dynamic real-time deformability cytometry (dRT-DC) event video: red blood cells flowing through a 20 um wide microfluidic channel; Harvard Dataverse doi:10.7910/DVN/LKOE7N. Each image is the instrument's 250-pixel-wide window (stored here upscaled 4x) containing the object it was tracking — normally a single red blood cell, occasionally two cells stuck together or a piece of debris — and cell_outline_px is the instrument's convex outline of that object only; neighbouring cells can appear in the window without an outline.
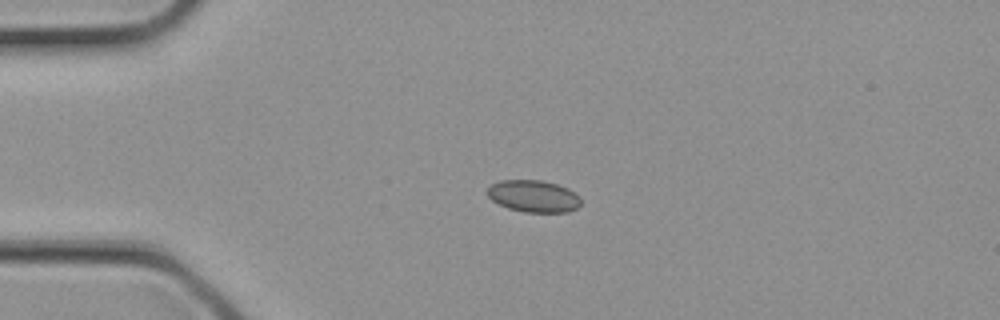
{"species": "common noctule bat (a hibernating species)", "species_latin": "Nyctalus noctula", "temperature_condition": "cold", "stored_images_in_passage": 3, "camera_frame_rate_fps": 3000, "um_per_image_px": 0.085, "animal": {"sex": "female", "body_mass_g": 21.9}, "frame": {"image": 1, "passage_image": 2, "time_ms": 0.333, "image_size_px": [1000, 320], "cell_outline_px": [[580, 204], [576, 208], [568, 212], [524, 212], [508, 208], [492, 200], [484, 192], [492, 184], [500, 180], [540, 180], [556, 184], [568, 188], [580, 196]], "centroid_in_image_um": [45.34, 16.67], "position_along_channel_um": 39.7, "area_um2": 17.46}}
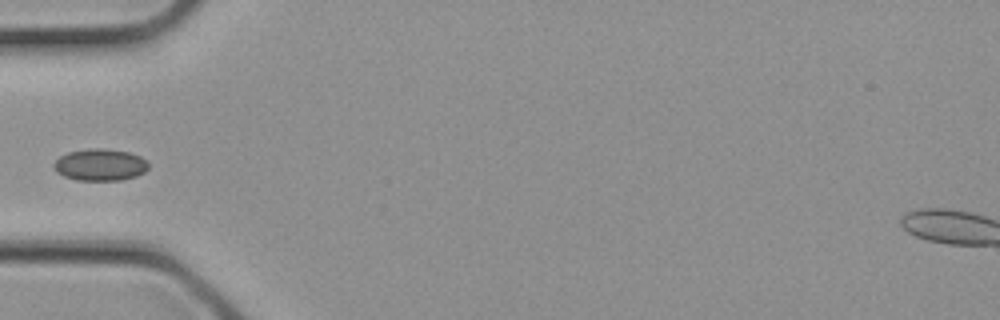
{"frame": {"image": 2, "passage_image": 3, "time_ms": 0.667, "image_size_px": [1000, 320], "cell_outline_px": [[148, 168], [144, 172], [136, 176], [120, 180], [76, 180], [64, 176], [56, 172], [52, 164], [60, 156], [68, 152], [92, 148], [104, 148], [128, 152], [140, 156], [148, 160]], "centroid_in_image_um": [8.51, 14.0], "position_along_channel_um": 76.5, "area_um2": 17.63}}